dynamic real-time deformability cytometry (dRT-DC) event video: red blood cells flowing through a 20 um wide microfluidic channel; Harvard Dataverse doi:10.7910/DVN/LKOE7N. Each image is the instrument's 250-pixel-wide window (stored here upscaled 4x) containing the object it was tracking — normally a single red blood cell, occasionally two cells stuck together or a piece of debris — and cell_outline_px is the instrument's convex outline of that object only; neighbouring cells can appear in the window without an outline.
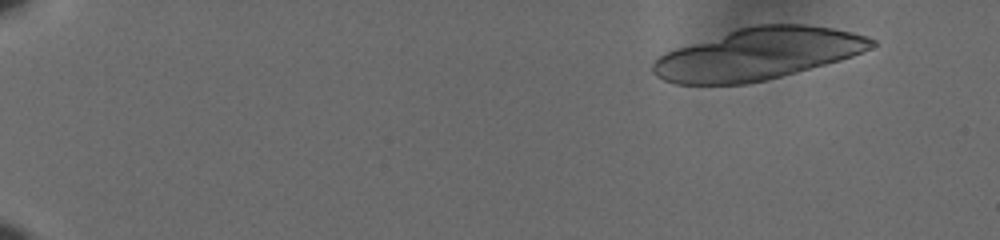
{"species": "human", "species_latin": "Homo sapiens", "temperature_condition": "cold", "stored_images_in_passage": 21, "segment_of_instrument_passage": [1, 2], "camera_frame_rate_fps": 3000, "um_per_image_px": 0.085, "donor": {"sex": "male"}, "frame": {"image": 1, "passage_image": 1, "time_ms": 0.0, "image_size_px": [1000, 240], "cell_outline_px": [[876, 44], [852, 56], [840, 60], [768, 80], [748, 84], [676, 84], [664, 80], [656, 76], [652, 72], [652, 60], [676, 48], [740, 28], [756, 24], [804, 24], [832, 28], [852, 32], [868, 36], [876, 40]], "centroid_in_image_um": [64.42, 4.6], "position_along_channel_um": 20.6, "area_um2": 65.43}}